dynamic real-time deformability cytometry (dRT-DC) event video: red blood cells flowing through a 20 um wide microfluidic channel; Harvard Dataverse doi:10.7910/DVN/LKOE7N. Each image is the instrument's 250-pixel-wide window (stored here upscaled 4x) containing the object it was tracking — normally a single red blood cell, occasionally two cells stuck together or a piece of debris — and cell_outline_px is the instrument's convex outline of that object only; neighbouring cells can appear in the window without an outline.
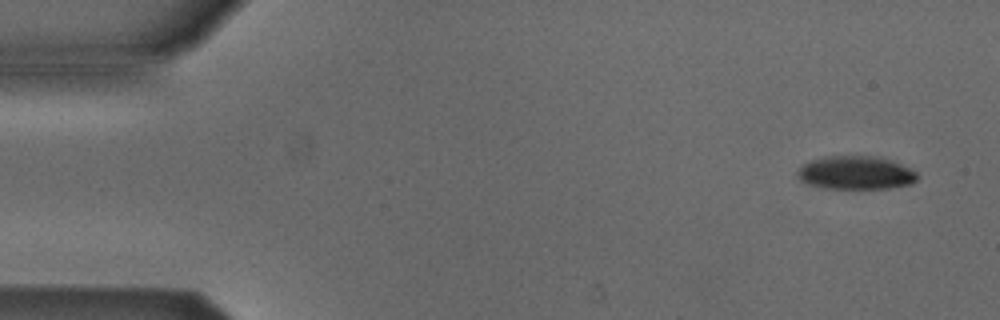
{"species": "Egyptian fruit bat (a non-hibernating species)", "species_latin": "Rousettus aegyptiacus", "temperature_condition": "cold", "stored_images_in_passage": 4, "camera_frame_rate_fps": 3000, "um_per_image_px": 0.085, "animal": {"sex": "male"}, "frame": {"image": 1, "passage_image": 1, "time_ms": 0.0, "image_size_px": [1000, 320], "cell_outline_px": [[916, 180], [912, 184], [888, 188], [824, 188], [800, 180], [796, 172], [804, 164], [812, 160], [824, 156], [880, 156], [892, 160], [916, 172]], "centroid_in_image_um": [72.75, 14.67], "position_along_channel_um": 12.3, "area_um2": 23.06}}